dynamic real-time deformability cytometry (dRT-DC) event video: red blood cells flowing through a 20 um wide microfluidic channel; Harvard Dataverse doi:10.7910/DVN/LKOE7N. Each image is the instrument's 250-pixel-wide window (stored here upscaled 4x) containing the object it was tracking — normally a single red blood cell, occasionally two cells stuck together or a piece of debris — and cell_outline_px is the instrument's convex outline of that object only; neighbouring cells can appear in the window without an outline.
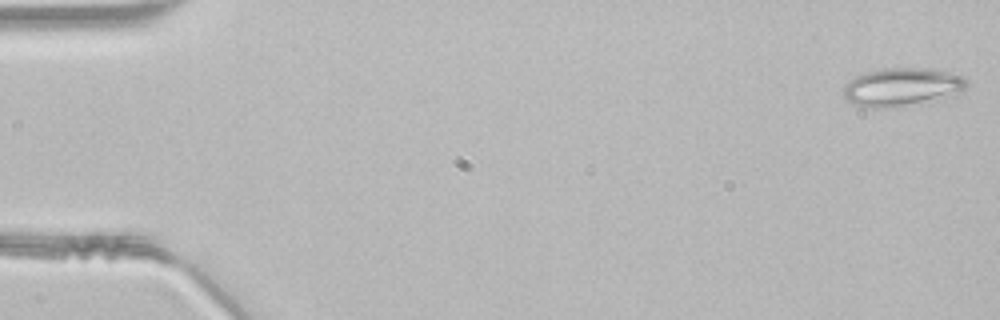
{"species": "common noctule bat (a hibernating species)", "species_latin": "Nyctalus noctula", "temperature_condition": "room temperature", "stored_images_in_passage": 8, "camera_frame_rate_fps": 3000, "um_per_image_px": 0.085, "animal": {"sex": "male", "body_mass_g": 21.5, "forearm_length_mm": 52.0}, "frame": {"image": 1, "passage_image": 1, "time_ms": 0.0, "image_size_px": [1000, 320], "cell_outline_px": [[968, 84], [964, 92], [956, 96], [896, 108], [860, 108], [852, 104], [844, 96], [844, 88], [848, 80], [864, 72], [880, 68], [932, 68], [964, 76]], "centroid_in_image_um": [76.7, 7.41], "position_along_channel_um": 8.3, "area_um2": 28.38}}